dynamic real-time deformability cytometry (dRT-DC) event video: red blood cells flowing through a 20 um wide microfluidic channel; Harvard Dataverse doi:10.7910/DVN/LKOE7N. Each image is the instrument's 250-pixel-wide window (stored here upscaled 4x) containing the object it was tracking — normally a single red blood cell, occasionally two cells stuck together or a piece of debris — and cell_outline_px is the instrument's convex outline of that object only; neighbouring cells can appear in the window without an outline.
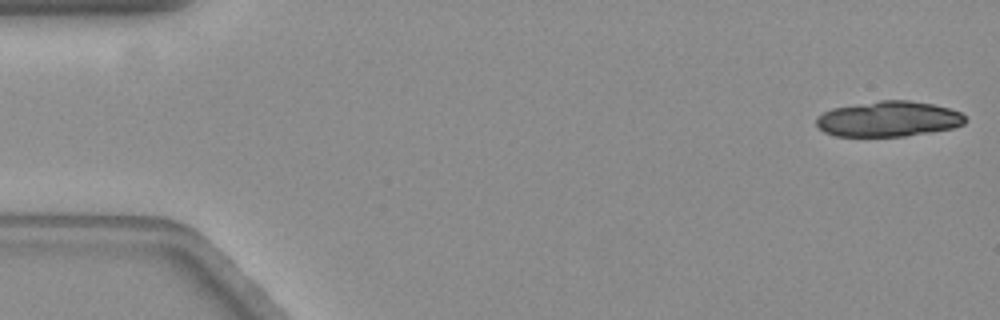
{"species": "common noctule bat (a hibernating species)", "species_latin": "Nyctalus noctula", "temperature_condition": "warm", "stored_images_in_passage": 31, "camera_frame_rate_fps": 3000, "um_per_image_px": 0.085, "animal": {"sex": "female", "body_mass_g": 19.3, "forearm_length_mm": 54.1}, "frame": {"image": 1, "passage_image": 1, "time_ms": 0.0, "image_size_px": [1000, 320], "cell_outline_px": [[964, 124], [952, 128], [904, 136], [836, 136], [824, 132], [816, 124], [816, 120], [824, 112], [832, 108], [880, 100], [908, 100], [932, 104], [948, 108], [960, 112], [964, 116]], "centroid_in_image_um": [75.5, 10.11], "position_along_channel_um": 9.5, "area_um2": 30.4}}
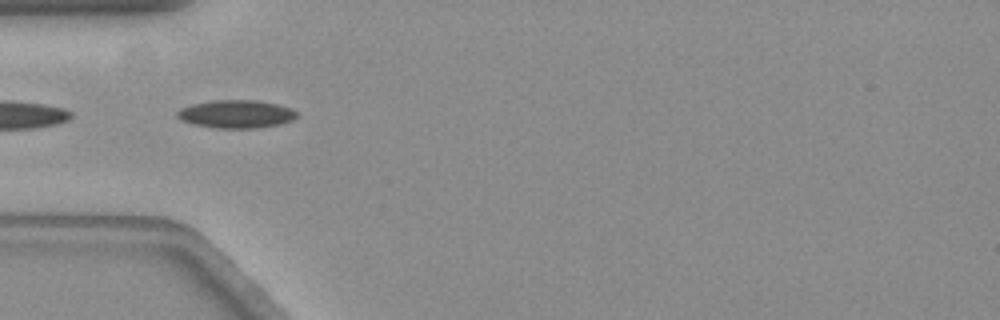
{"frame": {"image": 2, "passage_image": 18, "time_ms": 5.667, "image_size_px": [1000, 320], "cell_outline_px": [[296, 116], [292, 120], [280, 124], [256, 128], [216, 128], [192, 124], [180, 120], [176, 116], [176, 112], [180, 108], [192, 104], [212, 100], [256, 100], [276, 104], [292, 108], [296, 112]], "centroid_in_image_um": [20.03, 9.69], "position_along_channel_um": 65.0, "area_um2": 19.59}}